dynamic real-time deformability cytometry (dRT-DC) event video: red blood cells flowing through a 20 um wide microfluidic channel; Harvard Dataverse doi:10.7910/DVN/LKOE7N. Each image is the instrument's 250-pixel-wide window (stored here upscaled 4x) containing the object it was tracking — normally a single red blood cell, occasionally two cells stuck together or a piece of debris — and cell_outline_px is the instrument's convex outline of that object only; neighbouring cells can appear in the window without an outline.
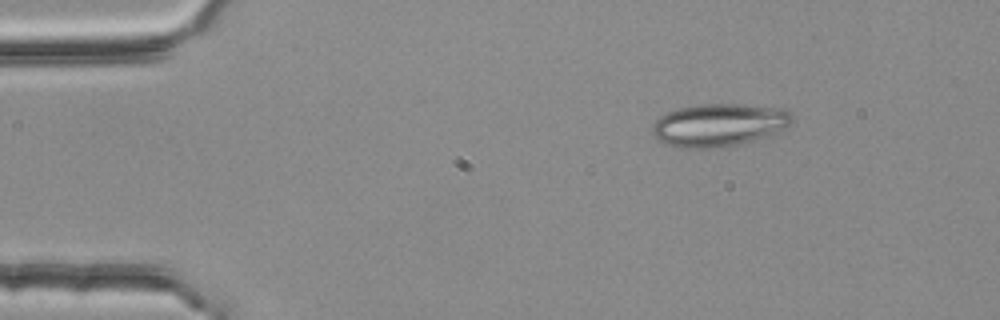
{"species": "common noctule bat (a hibernating species)", "species_latin": "Nyctalus noctula", "temperature_condition": "room temperature", "stored_images_in_passage": 3, "camera_frame_rate_fps": 3000, "um_per_image_px": 0.085, "animal": {"sex": "female", "body_mass_g": 25.1}, "frame": {"image": 1, "passage_image": 1, "time_ms": 0.0, "image_size_px": [1000, 320], "cell_outline_px": [[792, 120], [784, 128], [772, 136], [736, 144], [708, 148], [680, 148], [664, 144], [652, 136], [652, 124], [660, 116], [676, 108], [700, 104], [740, 104], [788, 108], [792, 116]], "centroid_in_image_um": [61.1, 10.61], "position_along_channel_um": 23.9, "area_um2": 35.2}}